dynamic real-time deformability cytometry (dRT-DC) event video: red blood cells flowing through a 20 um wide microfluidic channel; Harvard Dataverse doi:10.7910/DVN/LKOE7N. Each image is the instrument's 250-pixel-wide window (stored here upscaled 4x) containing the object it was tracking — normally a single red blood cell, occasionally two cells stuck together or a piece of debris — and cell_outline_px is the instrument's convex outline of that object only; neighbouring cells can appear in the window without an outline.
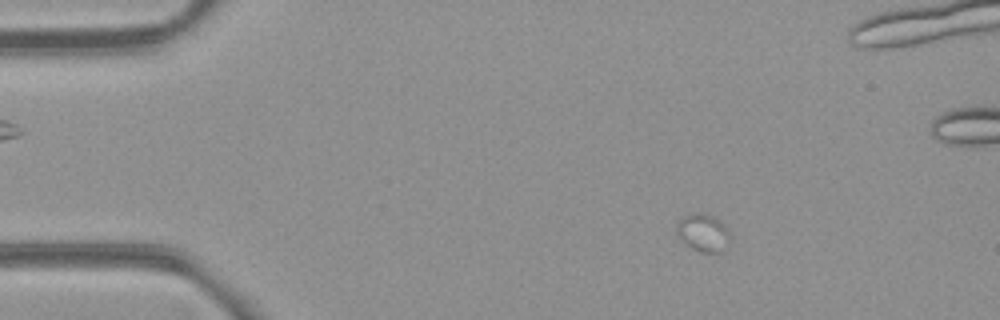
{"species": "common noctule bat (a hibernating species)", "species_latin": "Nyctalus noctula", "temperature_condition": "room temperature", "stored_images_in_passage": 41, "camera_frame_rate_fps": 3000, "um_per_image_px": 0.085, "animal": {"sex": "female", "body_mass_g": 21.9}, "frame": {"image": 1, "passage_image": 9, "time_ms": 2.667, "image_size_px": [1000, 320], "cell_outline_px": [[728, 240], [720, 252], [700, 252], [692, 248], [676, 232], [676, 224], [684, 216], [712, 216], [724, 224], [728, 228]], "centroid_in_image_um": [59.77, 19.81], "position_along_channel_um": 25.2, "area_um2": 10.81}}